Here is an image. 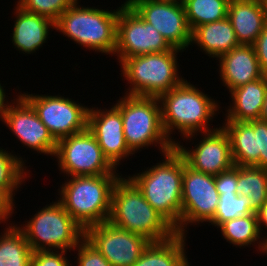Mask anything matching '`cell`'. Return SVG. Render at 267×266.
Returning a JSON list of instances; mask_svg holds the SVG:
<instances>
[{"label": "cell", "instance_id": "cell-11", "mask_svg": "<svg viewBox=\"0 0 267 266\" xmlns=\"http://www.w3.org/2000/svg\"><path fill=\"white\" fill-rule=\"evenodd\" d=\"M172 48L159 31L145 22L127 2L119 7L114 52L119 63L125 58L169 51Z\"/></svg>", "mask_w": 267, "mask_h": 266}, {"label": "cell", "instance_id": "cell-16", "mask_svg": "<svg viewBox=\"0 0 267 266\" xmlns=\"http://www.w3.org/2000/svg\"><path fill=\"white\" fill-rule=\"evenodd\" d=\"M200 135L203 138L195 144L194 148H187L180 141L175 144V149L182 155L189 167L216 176L234 166L230 139L222 125Z\"/></svg>", "mask_w": 267, "mask_h": 266}, {"label": "cell", "instance_id": "cell-42", "mask_svg": "<svg viewBox=\"0 0 267 266\" xmlns=\"http://www.w3.org/2000/svg\"><path fill=\"white\" fill-rule=\"evenodd\" d=\"M170 1H177V2H182L183 0H170Z\"/></svg>", "mask_w": 267, "mask_h": 266}, {"label": "cell", "instance_id": "cell-8", "mask_svg": "<svg viewBox=\"0 0 267 266\" xmlns=\"http://www.w3.org/2000/svg\"><path fill=\"white\" fill-rule=\"evenodd\" d=\"M26 224L18 226L32 251L74 250L85 237V230L56 200L46 204Z\"/></svg>", "mask_w": 267, "mask_h": 266}, {"label": "cell", "instance_id": "cell-6", "mask_svg": "<svg viewBox=\"0 0 267 266\" xmlns=\"http://www.w3.org/2000/svg\"><path fill=\"white\" fill-rule=\"evenodd\" d=\"M114 105L120 110L125 140L134 155L151 145L162 155L175 148L163 129L158 97L125 94Z\"/></svg>", "mask_w": 267, "mask_h": 266}, {"label": "cell", "instance_id": "cell-31", "mask_svg": "<svg viewBox=\"0 0 267 266\" xmlns=\"http://www.w3.org/2000/svg\"><path fill=\"white\" fill-rule=\"evenodd\" d=\"M76 0H18L23 10L35 13L56 22Z\"/></svg>", "mask_w": 267, "mask_h": 266}, {"label": "cell", "instance_id": "cell-14", "mask_svg": "<svg viewBox=\"0 0 267 266\" xmlns=\"http://www.w3.org/2000/svg\"><path fill=\"white\" fill-rule=\"evenodd\" d=\"M85 238L112 266H133L151 242L145 236L121 229L109 221L88 227Z\"/></svg>", "mask_w": 267, "mask_h": 266}, {"label": "cell", "instance_id": "cell-34", "mask_svg": "<svg viewBox=\"0 0 267 266\" xmlns=\"http://www.w3.org/2000/svg\"><path fill=\"white\" fill-rule=\"evenodd\" d=\"M238 166H233L227 171L215 176V185L219 195H238Z\"/></svg>", "mask_w": 267, "mask_h": 266}, {"label": "cell", "instance_id": "cell-5", "mask_svg": "<svg viewBox=\"0 0 267 266\" xmlns=\"http://www.w3.org/2000/svg\"><path fill=\"white\" fill-rule=\"evenodd\" d=\"M78 4L76 0L57 19L54 30L89 51L114 56L119 7L109 11Z\"/></svg>", "mask_w": 267, "mask_h": 266}, {"label": "cell", "instance_id": "cell-23", "mask_svg": "<svg viewBox=\"0 0 267 266\" xmlns=\"http://www.w3.org/2000/svg\"><path fill=\"white\" fill-rule=\"evenodd\" d=\"M224 121L222 127L230 139L234 165L259 167L260 153H257V132H254V120Z\"/></svg>", "mask_w": 267, "mask_h": 266}, {"label": "cell", "instance_id": "cell-38", "mask_svg": "<svg viewBox=\"0 0 267 266\" xmlns=\"http://www.w3.org/2000/svg\"><path fill=\"white\" fill-rule=\"evenodd\" d=\"M257 214V218H258V227L260 230V234L261 236L262 231H263V227L267 229V201L257 210L256 212ZM266 236L262 237V240L265 242V244L267 245V233H265Z\"/></svg>", "mask_w": 267, "mask_h": 266}, {"label": "cell", "instance_id": "cell-32", "mask_svg": "<svg viewBox=\"0 0 267 266\" xmlns=\"http://www.w3.org/2000/svg\"><path fill=\"white\" fill-rule=\"evenodd\" d=\"M78 251L76 266H112L85 237L73 251Z\"/></svg>", "mask_w": 267, "mask_h": 266}, {"label": "cell", "instance_id": "cell-3", "mask_svg": "<svg viewBox=\"0 0 267 266\" xmlns=\"http://www.w3.org/2000/svg\"><path fill=\"white\" fill-rule=\"evenodd\" d=\"M108 221L143 235L151 242L164 241L176 234L175 229L146 201L136 184L122 174L112 190Z\"/></svg>", "mask_w": 267, "mask_h": 266}, {"label": "cell", "instance_id": "cell-17", "mask_svg": "<svg viewBox=\"0 0 267 266\" xmlns=\"http://www.w3.org/2000/svg\"><path fill=\"white\" fill-rule=\"evenodd\" d=\"M87 129L94 135L104 156L117 169L121 160L134 154L125 140L120 110L89 108Z\"/></svg>", "mask_w": 267, "mask_h": 266}, {"label": "cell", "instance_id": "cell-1", "mask_svg": "<svg viewBox=\"0 0 267 266\" xmlns=\"http://www.w3.org/2000/svg\"><path fill=\"white\" fill-rule=\"evenodd\" d=\"M205 94L200 88L187 80L159 97L162 125L167 137L176 144L178 141L171 134L181 135L183 140H193L198 133L209 132V124L221 108L218 101ZM210 126V127H209ZM175 131V132H174ZM173 132V133H172Z\"/></svg>", "mask_w": 267, "mask_h": 266}, {"label": "cell", "instance_id": "cell-26", "mask_svg": "<svg viewBox=\"0 0 267 266\" xmlns=\"http://www.w3.org/2000/svg\"><path fill=\"white\" fill-rule=\"evenodd\" d=\"M6 225L0 235V266H31L33 251L24 233L18 224Z\"/></svg>", "mask_w": 267, "mask_h": 266}, {"label": "cell", "instance_id": "cell-25", "mask_svg": "<svg viewBox=\"0 0 267 266\" xmlns=\"http://www.w3.org/2000/svg\"><path fill=\"white\" fill-rule=\"evenodd\" d=\"M218 228L223 235L222 237L230 244L236 246V248L237 246L241 248L242 246L247 247L252 244L258 248L257 252L259 251V253L267 255V245L262 240L256 213L225 221Z\"/></svg>", "mask_w": 267, "mask_h": 266}, {"label": "cell", "instance_id": "cell-27", "mask_svg": "<svg viewBox=\"0 0 267 266\" xmlns=\"http://www.w3.org/2000/svg\"><path fill=\"white\" fill-rule=\"evenodd\" d=\"M237 194L248 196L257 211L267 201V169L238 166Z\"/></svg>", "mask_w": 267, "mask_h": 266}, {"label": "cell", "instance_id": "cell-15", "mask_svg": "<svg viewBox=\"0 0 267 266\" xmlns=\"http://www.w3.org/2000/svg\"><path fill=\"white\" fill-rule=\"evenodd\" d=\"M11 100L0 121L9 127L24 146L38 153L54 157L57 141L41 122L30 103L19 93Z\"/></svg>", "mask_w": 267, "mask_h": 266}, {"label": "cell", "instance_id": "cell-2", "mask_svg": "<svg viewBox=\"0 0 267 266\" xmlns=\"http://www.w3.org/2000/svg\"><path fill=\"white\" fill-rule=\"evenodd\" d=\"M162 156L163 162L128 177L146 201L181 234L183 157L175 148Z\"/></svg>", "mask_w": 267, "mask_h": 266}, {"label": "cell", "instance_id": "cell-36", "mask_svg": "<svg viewBox=\"0 0 267 266\" xmlns=\"http://www.w3.org/2000/svg\"><path fill=\"white\" fill-rule=\"evenodd\" d=\"M262 74L267 77V24L253 44Z\"/></svg>", "mask_w": 267, "mask_h": 266}, {"label": "cell", "instance_id": "cell-29", "mask_svg": "<svg viewBox=\"0 0 267 266\" xmlns=\"http://www.w3.org/2000/svg\"><path fill=\"white\" fill-rule=\"evenodd\" d=\"M24 157L12 154L5 148H0V187L3 188L13 199L19 187L25 182L30 174L25 166Z\"/></svg>", "mask_w": 267, "mask_h": 266}, {"label": "cell", "instance_id": "cell-39", "mask_svg": "<svg viewBox=\"0 0 267 266\" xmlns=\"http://www.w3.org/2000/svg\"><path fill=\"white\" fill-rule=\"evenodd\" d=\"M3 87L4 86H1V83H0V120L3 117L4 113L6 112L7 107L10 103V101L7 100L8 95H6V93H5L6 90H4Z\"/></svg>", "mask_w": 267, "mask_h": 266}, {"label": "cell", "instance_id": "cell-20", "mask_svg": "<svg viewBox=\"0 0 267 266\" xmlns=\"http://www.w3.org/2000/svg\"><path fill=\"white\" fill-rule=\"evenodd\" d=\"M227 18L240 45H253L266 25L263 0H230Z\"/></svg>", "mask_w": 267, "mask_h": 266}, {"label": "cell", "instance_id": "cell-13", "mask_svg": "<svg viewBox=\"0 0 267 266\" xmlns=\"http://www.w3.org/2000/svg\"><path fill=\"white\" fill-rule=\"evenodd\" d=\"M147 23L177 49L189 48L192 30L182 2L170 0H125Z\"/></svg>", "mask_w": 267, "mask_h": 266}, {"label": "cell", "instance_id": "cell-35", "mask_svg": "<svg viewBox=\"0 0 267 266\" xmlns=\"http://www.w3.org/2000/svg\"><path fill=\"white\" fill-rule=\"evenodd\" d=\"M254 132H257V153H260L259 168L267 169V122L254 120Z\"/></svg>", "mask_w": 267, "mask_h": 266}, {"label": "cell", "instance_id": "cell-30", "mask_svg": "<svg viewBox=\"0 0 267 266\" xmlns=\"http://www.w3.org/2000/svg\"><path fill=\"white\" fill-rule=\"evenodd\" d=\"M251 206L250 198L245 195H219V203L210 225L219 227L228 220L256 213Z\"/></svg>", "mask_w": 267, "mask_h": 266}, {"label": "cell", "instance_id": "cell-37", "mask_svg": "<svg viewBox=\"0 0 267 266\" xmlns=\"http://www.w3.org/2000/svg\"><path fill=\"white\" fill-rule=\"evenodd\" d=\"M15 200L0 187V224L7 223L14 214ZM13 213V214H12Z\"/></svg>", "mask_w": 267, "mask_h": 266}, {"label": "cell", "instance_id": "cell-33", "mask_svg": "<svg viewBox=\"0 0 267 266\" xmlns=\"http://www.w3.org/2000/svg\"><path fill=\"white\" fill-rule=\"evenodd\" d=\"M62 250L34 251L31 266H72Z\"/></svg>", "mask_w": 267, "mask_h": 266}, {"label": "cell", "instance_id": "cell-24", "mask_svg": "<svg viewBox=\"0 0 267 266\" xmlns=\"http://www.w3.org/2000/svg\"><path fill=\"white\" fill-rule=\"evenodd\" d=\"M186 235L176 233L171 238L150 242L133 266H187Z\"/></svg>", "mask_w": 267, "mask_h": 266}, {"label": "cell", "instance_id": "cell-18", "mask_svg": "<svg viewBox=\"0 0 267 266\" xmlns=\"http://www.w3.org/2000/svg\"><path fill=\"white\" fill-rule=\"evenodd\" d=\"M217 60L221 83L229 92L264 76L253 45L235 47Z\"/></svg>", "mask_w": 267, "mask_h": 266}, {"label": "cell", "instance_id": "cell-40", "mask_svg": "<svg viewBox=\"0 0 267 266\" xmlns=\"http://www.w3.org/2000/svg\"><path fill=\"white\" fill-rule=\"evenodd\" d=\"M262 121L267 122V92H266V96H265V100L262 106V110H261V114H260V119Z\"/></svg>", "mask_w": 267, "mask_h": 266}, {"label": "cell", "instance_id": "cell-28", "mask_svg": "<svg viewBox=\"0 0 267 266\" xmlns=\"http://www.w3.org/2000/svg\"><path fill=\"white\" fill-rule=\"evenodd\" d=\"M230 0H183L190 29L223 20L227 17Z\"/></svg>", "mask_w": 267, "mask_h": 266}, {"label": "cell", "instance_id": "cell-19", "mask_svg": "<svg viewBox=\"0 0 267 266\" xmlns=\"http://www.w3.org/2000/svg\"><path fill=\"white\" fill-rule=\"evenodd\" d=\"M14 15L16 20L11 29L14 48L23 54L35 53L47 42L49 31L55 29V22L47 17L27 12L17 4Z\"/></svg>", "mask_w": 267, "mask_h": 266}, {"label": "cell", "instance_id": "cell-41", "mask_svg": "<svg viewBox=\"0 0 267 266\" xmlns=\"http://www.w3.org/2000/svg\"><path fill=\"white\" fill-rule=\"evenodd\" d=\"M263 2L266 10V24H267V0H263Z\"/></svg>", "mask_w": 267, "mask_h": 266}, {"label": "cell", "instance_id": "cell-4", "mask_svg": "<svg viewBox=\"0 0 267 266\" xmlns=\"http://www.w3.org/2000/svg\"><path fill=\"white\" fill-rule=\"evenodd\" d=\"M120 174L72 176L58 189V201L84 229L108 221L111 196ZM68 179V180H67Z\"/></svg>", "mask_w": 267, "mask_h": 266}, {"label": "cell", "instance_id": "cell-9", "mask_svg": "<svg viewBox=\"0 0 267 266\" xmlns=\"http://www.w3.org/2000/svg\"><path fill=\"white\" fill-rule=\"evenodd\" d=\"M54 156L59 171L68 178L120 174L104 156L97 140L88 129L58 140Z\"/></svg>", "mask_w": 267, "mask_h": 266}, {"label": "cell", "instance_id": "cell-22", "mask_svg": "<svg viewBox=\"0 0 267 266\" xmlns=\"http://www.w3.org/2000/svg\"><path fill=\"white\" fill-rule=\"evenodd\" d=\"M196 44L209 57L216 60L223 54L240 46L231 22L223 20L206 23L192 31L191 44Z\"/></svg>", "mask_w": 267, "mask_h": 266}, {"label": "cell", "instance_id": "cell-10", "mask_svg": "<svg viewBox=\"0 0 267 266\" xmlns=\"http://www.w3.org/2000/svg\"><path fill=\"white\" fill-rule=\"evenodd\" d=\"M33 107L53 138H62L87 129L89 108L62 95H39L19 92Z\"/></svg>", "mask_w": 267, "mask_h": 266}, {"label": "cell", "instance_id": "cell-21", "mask_svg": "<svg viewBox=\"0 0 267 266\" xmlns=\"http://www.w3.org/2000/svg\"><path fill=\"white\" fill-rule=\"evenodd\" d=\"M267 92V77L246 83L230 91L231 102L224 120H259Z\"/></svg>", "mask_w": 267, "mask_h": 266}, {"label": "cell", "instance_id": "cell-12", "mask_svg": "<svg viewBox=\"0 0 267 266\" xmlns=\"http://www.w3.org/2000/svg\"><path fill=\"white\" fill-rule=\"evenodd\" d=\"M218 203L215 176L192 169L183 158L181 234L187 235L189 224L209 223Z\"/></svg>", "mask_w": 267, "mask_h": 266}, {"label": "cell", "instance_id": "cell-7", "mask_svg": "<svg viewBox=\"0 0 267 266\" xmlns=\"http://www.w3.org/2000/svg\"><path fill=\"white\" fill-rule=\"evenodd\" d=\"M179 52L183 50L173 47L169 51L123 59L119 64L120 75L130 84L125 94L159 98L180 85L185 79L179 76Z\"/></svg>", "mask_w": 267, "mask_h": 266}]
</instances>
